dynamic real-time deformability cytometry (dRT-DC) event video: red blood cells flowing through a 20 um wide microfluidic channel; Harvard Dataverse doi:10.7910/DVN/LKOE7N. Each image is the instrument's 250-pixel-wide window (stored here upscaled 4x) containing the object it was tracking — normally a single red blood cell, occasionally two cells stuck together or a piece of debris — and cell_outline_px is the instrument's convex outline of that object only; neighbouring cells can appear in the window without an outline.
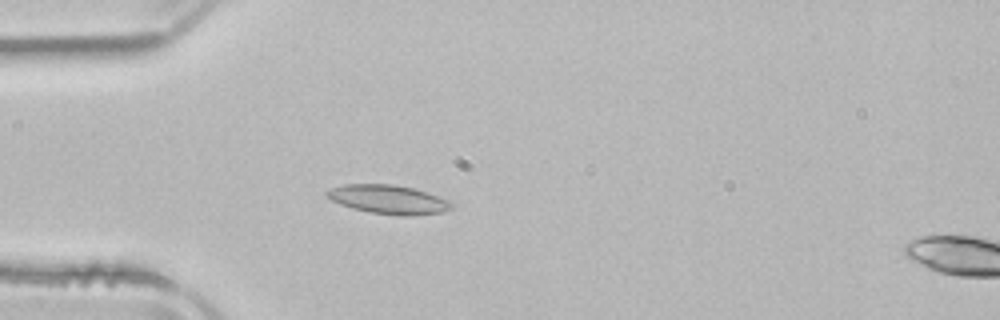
{"species": "common noctule bat (a hibernating species)", "species_latin": "Nyctalus noctula", "temperature_condition": "room temperature", "stored_images_in_passage": 51, "camera_frame_rate_fps": 3000, "um_per_image_px": 0.085, "animal": {"sex": "male", "body_mass_g": 21.5, "forearm_length_mm": 52.0}, "frame": {"image": 1, "passage_image": 14, "time_ms": 4.333, "image_size_px": [1000, 320], "cell_outline_px": [[452, 208], [440, 212], [412, 216], [396, 216], [368, 212], [352, 208], [340, 204], [332, 200], [324, 192], [332, 188], [344, 184], [392, 184], [412, 188], [448, 200], [452, 204]], "centroid_in_image_um": [32.98, 16.96], "position_along_channel_um": 52.0, "area_um2": 20.81}}
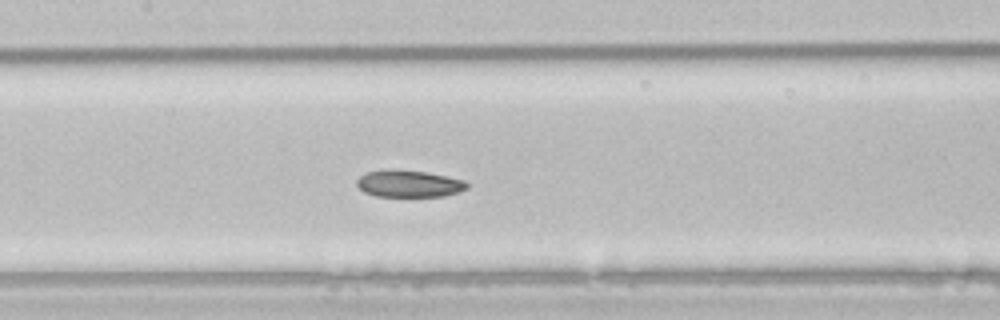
{"frame": {"image": 2, "passage_image": 24, "time_ms": 7.667, "image_size_px": [1000, 320], "cell_outline_px": [[468, 188], [460, 192], [444, 196], [376, 196], [364, 192], [356, 184], [356, 180], [360, 176], [368, 172], [424, 172], [464, 180], [468, 184]], "centroid_in_image_um": [34.81, 15.66], "position_along_channel_um": 172.6, "area_um2": 16.47}}
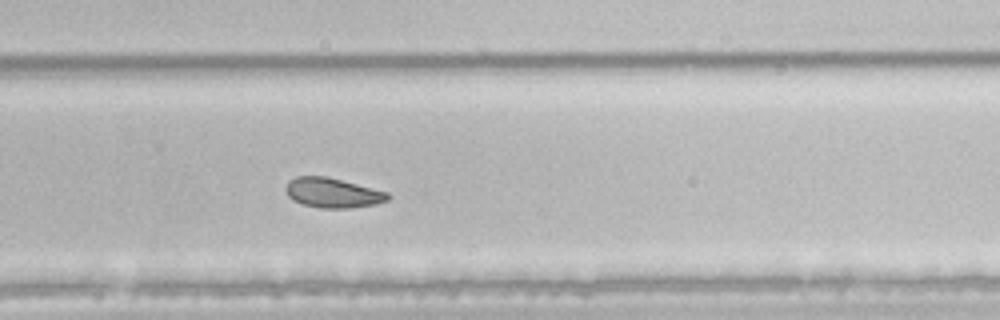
{"frame": {"image": 3, "passage_image": 34, "time_ms": 11.0, "image_size_px": [1000, 320], "cell_outline_px": [[392, 196], [388, 200], [376, 204], [352, 208], [320, 208], [304, 204], [292, 200], [288, 196], [284, 188], [288, 180], [296, 176], [324, 176], [388, 192]], "centroid_in_image_um": [28.26, 16.39], "position_along_channel_um": 301.5, "area_um2": 17.74}, "authors_computed_cell_mechanics": {"area_um2": 19.7098, "velocity_mm_per_s": 3.8901, "shape_relaxation_time_tau1_ms": null, "shape_relaxation_time_tau2_ms": 3.4793, "deformation_change_tau1": null, "deformation_change_tau2": 0.0755}}